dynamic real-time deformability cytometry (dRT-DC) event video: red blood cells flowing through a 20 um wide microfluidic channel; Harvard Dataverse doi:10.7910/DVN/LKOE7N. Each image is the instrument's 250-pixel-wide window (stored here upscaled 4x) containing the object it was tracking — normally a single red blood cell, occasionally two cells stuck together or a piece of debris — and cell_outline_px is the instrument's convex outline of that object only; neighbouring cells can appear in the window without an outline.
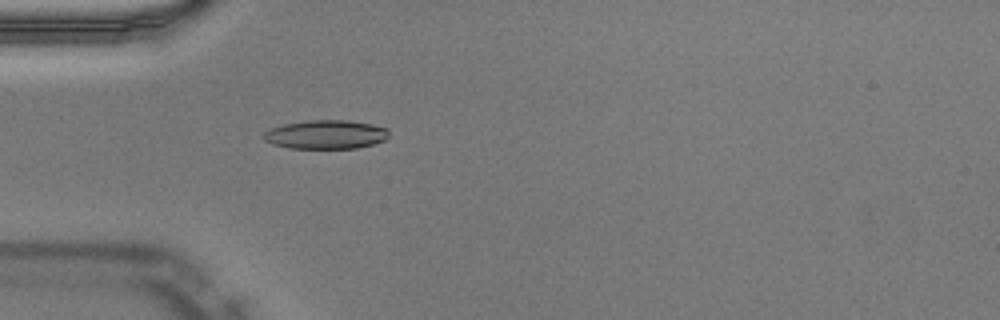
{"species": "Egyptian fruit bat (a non-hibernating species)", "species_latin": "Rousettus aegyptiacus", "temperature_condition": "warm", "stored_images_in_passage": 40, "camera_frame_rate_fps": 3000, "um_per_image_px": 0.085, "animal": {"sex": "male"}, "frame": {"image": 1, "passage_image": 5, "time_ms": 1.333, "image_size_px": [1000, 320], "cell_outline_px": [[388, 136], [384, 140], [372, 144], [356, 148], [292, 148], [272, 144], [264, 140], [260, 136], [264, 132], [272, 128], [284, 124], [308, 120], [348, 120], [372, 124], [388, 128]], "centroid_in_image_um": [27.68, 11.43], "position_along_channel_um": 57.3, "area_um2": 21.04}}
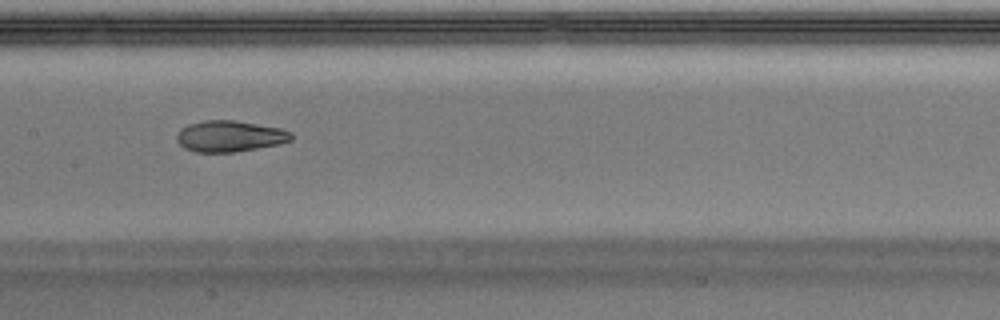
{"frame": {"image": 2, "passage_image": 15, "time_ms": 4.667, "image_size_px": [1000, 320], "cell_outline_px": [[292, 140], [280, 144], [236, 152], [196, 152], [184, 148], [176, 140], [176, 136], [188, 124], [204, 120], [232, 120], [280, 128], [292, 132]], "centroid_in_image_um": [19.55, 11.58], "position_along_channel_um": 187.9, "area_um2": 20.69}}
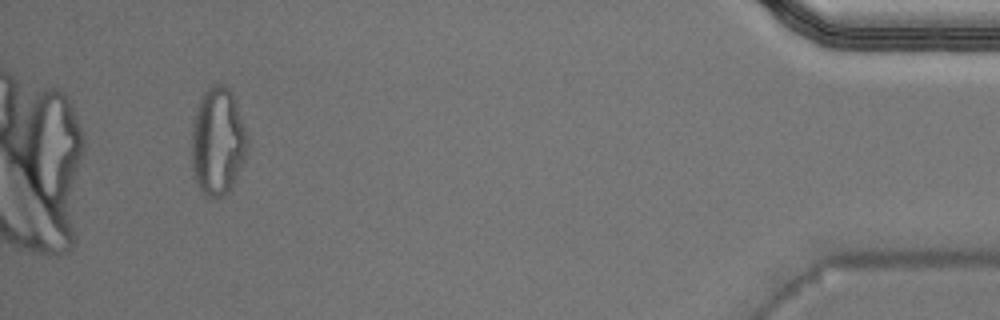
{"frame": {"image": 3, "passage_image": 37, "time_ms": 12.0, "image_size_px": [1000, 320], "cell_outline_px": [[248, 152], [228, 192], [224, 196], [204, 196], [196, 180], [192, 168], [192, 124], [196, 108], [204, 92], [212, 84], [224, 84], [232, 92], [248, 136]], "centroid_in_image_um": [18.51, 12.0], "position_along_channel_um": 416.7, "area_um2": 34.91}, "authors_computed_cell_mechanics": {"area_um2": 21.5305, "velocity_mm_per_s": 4.0346, "shape_relaxation_time_tau1_ms": null, "shape_relaxation_time_tau2_ms": 1.7996, "deformation_change_tau1": null, "deformation_change_tau2": 0.0802}}